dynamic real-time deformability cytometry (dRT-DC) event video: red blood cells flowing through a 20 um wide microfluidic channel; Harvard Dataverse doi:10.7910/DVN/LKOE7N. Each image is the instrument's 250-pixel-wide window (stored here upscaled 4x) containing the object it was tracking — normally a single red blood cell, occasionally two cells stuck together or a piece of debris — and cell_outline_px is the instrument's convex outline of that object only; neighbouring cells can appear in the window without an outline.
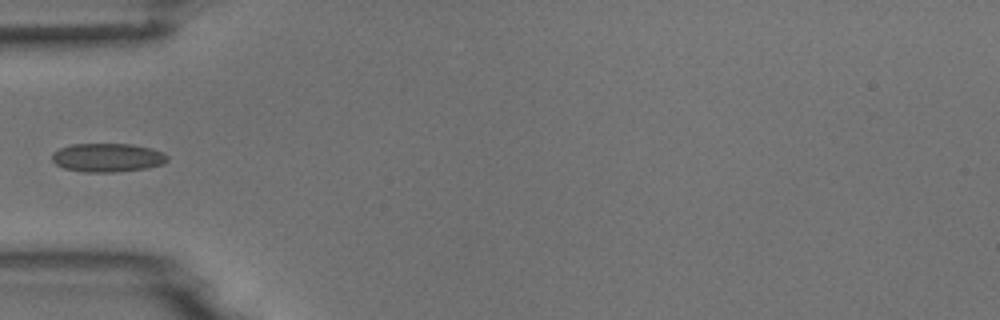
{"species": "common noctule bat (a hibernating species)", "species_latin": "Nyctalus noctula", "temperature_condition": "room temperature", "stored_images_in_passage": 7, "camera_frame_rate_fps": 3000, "um_per_image_px": 0.085, "animal": {"sex": "male", "body_mass_g": 18.8}, "frame": {"image": 1, "passage_image": 6, "time_ms": 5.667, "image_size_px": [1000, 320], "cell_outline_px": [[168, 160], [164, 164], [148, 168], [116, 172], [84, 172], [64, 168], [56, 164], [52, 160], [52, 152], [60, 148], [72, 144], [132, 144], [152, 148], [164, 152], [168, 156]], "centroid_in_image_um": [9.17, 13.39], "position_along_channel_um": 75.8, "area_um2": 19.48}}